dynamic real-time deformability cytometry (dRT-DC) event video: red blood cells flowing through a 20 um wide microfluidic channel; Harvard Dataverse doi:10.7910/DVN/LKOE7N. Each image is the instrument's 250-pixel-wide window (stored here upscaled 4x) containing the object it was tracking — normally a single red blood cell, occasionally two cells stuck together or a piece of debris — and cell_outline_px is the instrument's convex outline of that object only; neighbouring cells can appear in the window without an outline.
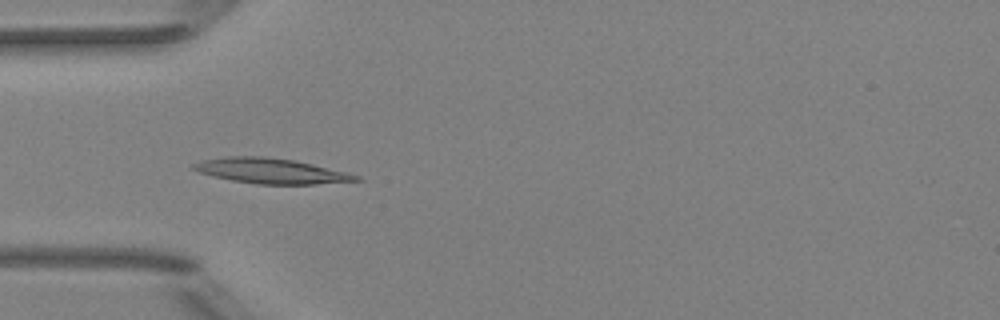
{"species": "Egyptian fruit bat (a non-hibernating species)", "species_latin": "Rousettus aegyptiacus", "temperature_condition": "room temperature", "stored_images_in_passage": 3, "camera_frame_rate_fps": 3000, "um_per_image_px": 0.085, "animal": {"sex": "female"}, "frame": {"image": 1, "passage_image": 1, "time_ms": 0.0, "image_size_px": [1000, 320], "cell_outline_px": [[364, 180], [316, 184], [256, 184], [232, 180], [200, 172], [192, 168], [192, 164], [200, 160], [228, 156], [264, 156], [292, 160], [344, 172], [360, 176]], "centroid_in_image_um": [23.0, 14.53], "position_along_channel_um": 62.0, "area_um2": 23.47}}
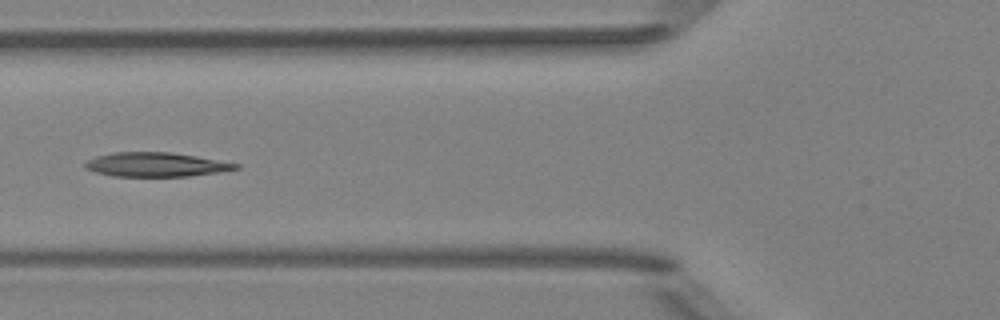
{"frame": {"image": 2, "passage_image": 2, "time_ms": 1.333, "image_size_px": [1000, 320], "cell_outline_px": [[240, 168], [216, 172], [188, 176], [112, 176], [96, 172], [84, 168], [84, 164], [88, 160], [96, 156], [112, 152], [172, 152], [196, 156], [240, 164]], "centroid_in_image_um": [13.22, 13.98], "position_along_channel_um": 112.6, "area_um2": 21.1}}
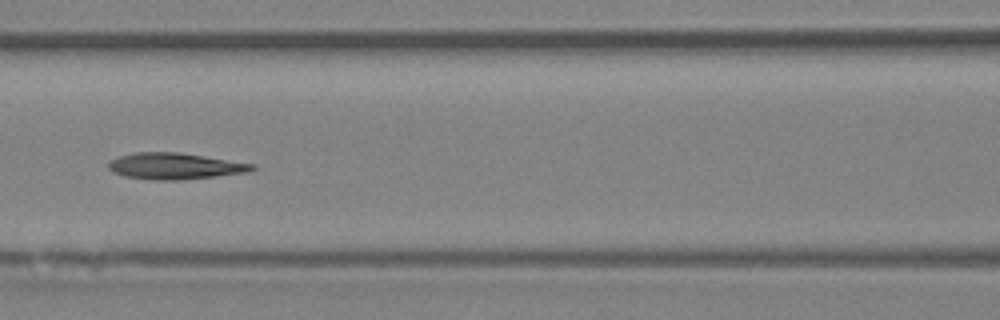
{"frame": {"image": 3, "passage_image": 3, "time_ms": 2.333, "image_size_px": [1000, 320], "cell_outline_px": [[256, 168], [248, 172], [216, 176], [180, 180], [152, 180], [124, 176], [112, 172], [108, 168], [108, 164], [112, 160], [120, 156], [136, 152], [180, 152], [256, 164]], "centroid_in_image_um": [14.88, 14.12], "position_along_channel_um": 151.7, "area_um2": 22.08}}